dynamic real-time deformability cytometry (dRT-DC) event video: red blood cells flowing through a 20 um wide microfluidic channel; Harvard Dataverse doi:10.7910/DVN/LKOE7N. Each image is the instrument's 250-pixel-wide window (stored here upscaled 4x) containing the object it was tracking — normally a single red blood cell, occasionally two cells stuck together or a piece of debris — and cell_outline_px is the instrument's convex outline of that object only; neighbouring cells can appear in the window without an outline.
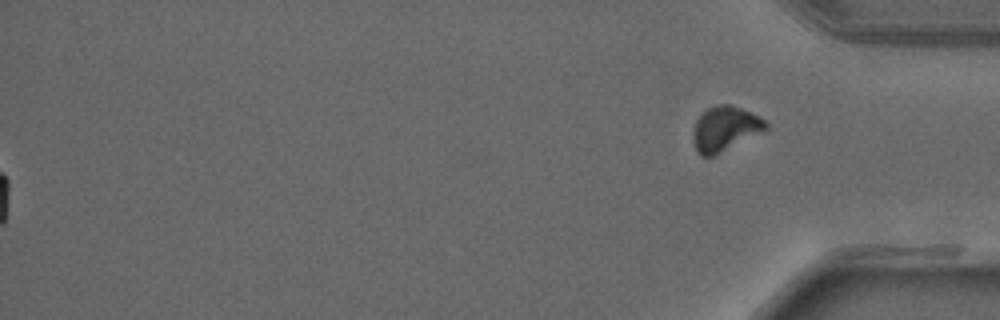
{"species": "common noctule bat (a hibernating species)", "species_latin": "Nyctalus noctula", "temperature_condition": "warm", "stored_images_in_passage": 40, "segment_of_instrument_passage": [2, 2], "camera_frame_rate_fps": 3000, "um_per_image_px": 0.085, "animal": {"sex": "male", "forearm_length_mm": 52.5}, "frame": {"image": 1, "passage_image": 40, "time_ms": 13.0, "image_size_px": [1000, 320], "cell_outline_px": [[768, 128], [712, 156], [700, 156], [696, 148], [692, 136], [696, 120], [708, 108], [716, 104], [732, 104], [764, 120], [768, 124]], "centroid_in_image_um": [61.58, 10.92], "position_along_channel_um": 373.6, "area_um2": 18.32}}